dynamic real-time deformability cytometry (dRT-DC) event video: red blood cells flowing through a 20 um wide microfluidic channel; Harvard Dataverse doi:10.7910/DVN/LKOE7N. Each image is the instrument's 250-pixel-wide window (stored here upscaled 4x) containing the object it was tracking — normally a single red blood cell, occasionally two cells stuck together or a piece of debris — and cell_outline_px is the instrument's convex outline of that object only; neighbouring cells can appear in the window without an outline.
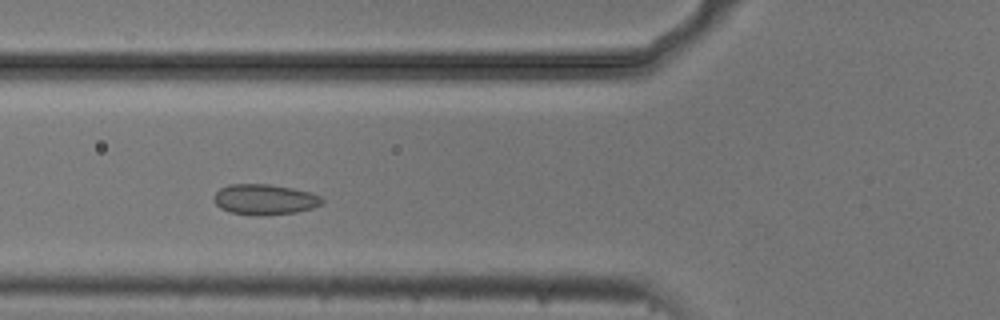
{"species": "common noctule bat (a hibernating species)", "species_latin": "Nyctalus noctula", "temperature_condition": "cold", "stored_images_in_passage": 46, "camera_frame_rate_fps": 3000, "um_per_image_px": 0.085, "animal": {"sex": "male", "body_mass_g": 20.5, "forearm_length_mm": 52.5}, "frame": {"image": 1, "passage_image": 12, "time_ms": 3.667, "image_size_px": [1000, 320], "cell_outline_px": [[324, 204], [312, 208], [296, 212], [264, 216], [252, 216], [228, 212], [220, 208], [212, 200], [212, 196], [220, 188], [228, 184], [268, 184], [292, 188], [308, 192], [320, 196], [324, 200]], "centroid_in_image_um": [22.45, 16.97], "position_along_channel_um": 103.3, "area_um2": 19.59}}
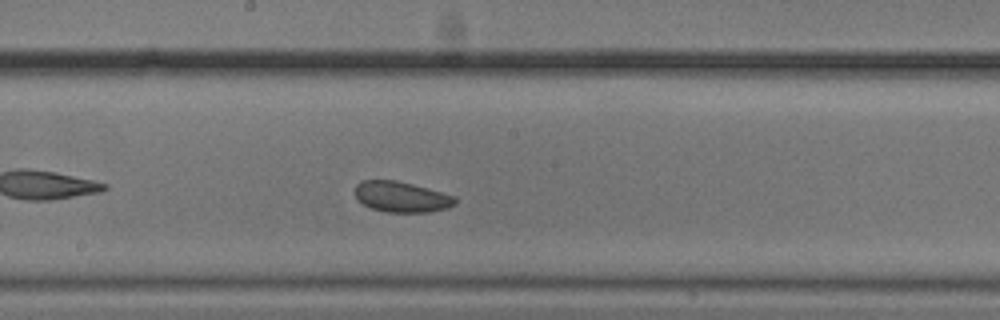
{"frame": {"image": 2, "passage_image": 21, "time_ms": 6.667, "image_size_px": [1000, 320], "cell_outline_px": [[456, 204], [448, 208], [428, 212], [388, 212], [372, 208], [356, 200], [356, 184], [360, 180], [396, 180], [428, 188], [456, 196]], "centroid_in_image_um": [34.14, 16.73], "position_along_channel_um": 214.1, "area_um2": 17.92}}
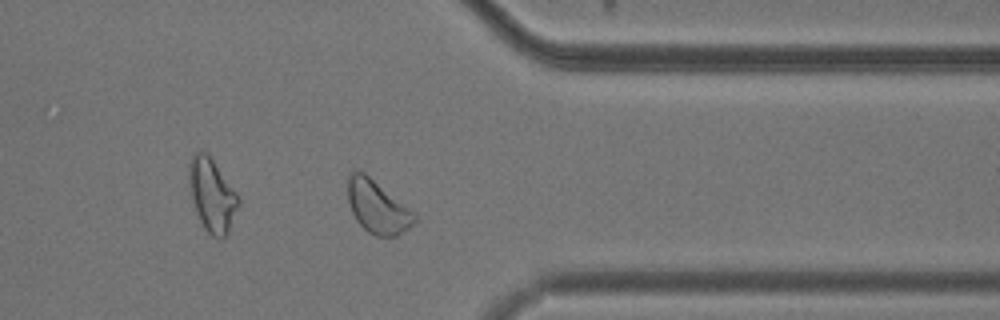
{"frame": {"image": 3, "passage_image": 35, "time_ms": 11.333, "image_size_px": [1000, 320], "cell_outline_px": [[416, 220], [408, 228], [396, 236], [376, 236], [368, 232], [356, 220], [352, 212], [348, 200], [348, 176], [352, 172], [364, 172], [416, 216]], "centroid_in_image_um": [32.03, 17.61], "position_along_channel_um": 379.4, "area_um2": 19.65}, "authors_computed_cell_mechanics": {"area_um2": 19.4786, "velocity_mm_per_s": 3.6917, "shape_relaxation_time_tau1_ms": null, "shape_relaxation_time_tau2_ms": 4.2292, "deformation_change_tau1": null, "deformation_change_tau2": 0.0657}}